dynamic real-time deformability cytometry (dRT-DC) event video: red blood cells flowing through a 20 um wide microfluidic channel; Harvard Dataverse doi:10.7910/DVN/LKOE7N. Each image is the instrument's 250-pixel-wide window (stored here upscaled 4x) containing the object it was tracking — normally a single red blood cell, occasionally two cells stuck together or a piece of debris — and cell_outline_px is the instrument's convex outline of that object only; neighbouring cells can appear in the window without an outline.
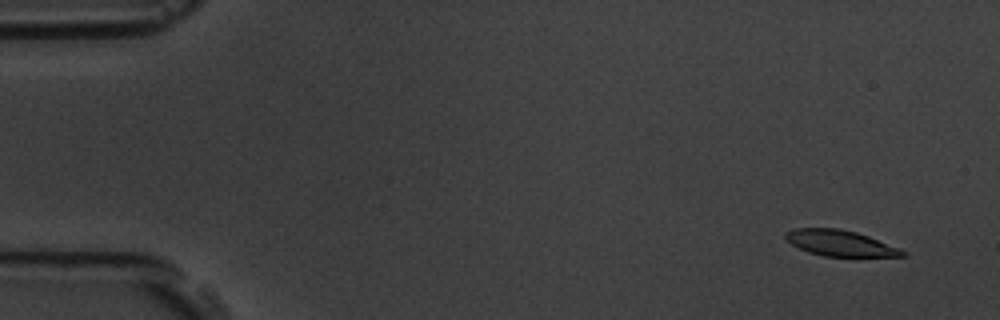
{"species": "common noctule bat (a hibernating species)", "species_latin": "Nyctalus noctula", "temperature_condition": "room temperature", "stored_images_in_passage": 4, "camera_frame_rate_fps": 3000, "um_per_image_px": 0.085, "animal": {"sex": "male", "body_mass_g": 19.5, "forearm_length_mm": 54.6}, "frame": {"image": 1, "passage_image": 1, "time_ms": 0.0, "image_size_px": [1000, 320], "cell_outline_px": [[908, 256], [824, 256], [808, 252], [792, 244], [784, 236], [784, 232], [796, 228], [840, 228], [856, 232], [868, 236], [900, 248], [908, 252]], "centroid_in_image_um": [71.43, 20.66], "position_along_channel_um": 13.6, "area_um2": 17.57}}